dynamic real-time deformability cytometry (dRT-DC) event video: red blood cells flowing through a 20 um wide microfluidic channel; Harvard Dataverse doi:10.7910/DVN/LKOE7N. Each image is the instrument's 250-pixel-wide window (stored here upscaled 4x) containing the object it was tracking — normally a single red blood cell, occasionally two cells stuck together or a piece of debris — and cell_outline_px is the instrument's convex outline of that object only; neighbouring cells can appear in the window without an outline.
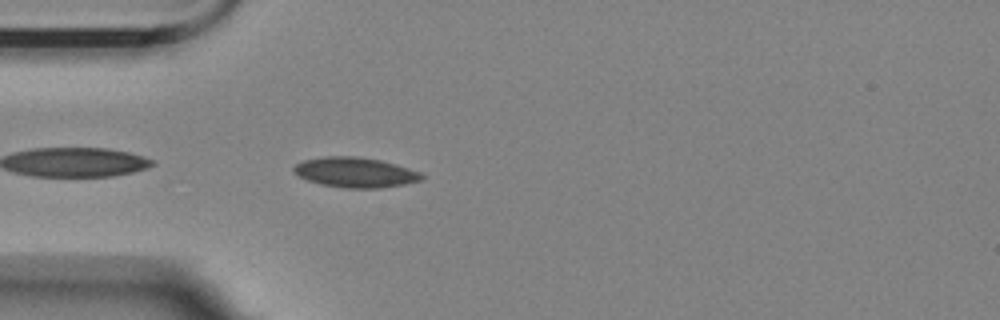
{"species": "Egyptian fruit bat (a non-hibernating species)", "species_latin": "Rousettus aegyptiacus", "temperature_condition": "room temperature", "stored_images_in_passage": 42, "camera_frame_rate_fps": 3000, "um_per_image_px": 0.085, "animal": {"sex": "female"}, "frame": {"image": 1, "passage_image": 2, "time_ms": 0.333, "image_size_px": [1000, 320], "cell_outline_px": [[424, 176], [420, 180], [404, 184], [380, 188], [344, 188], [320, 184], [308, 180], [292, 172], [292, 168], [296, 164], [304, 160], [324, 156], [356, 156], [380, 160], [396, 164], [420, 172]], "centroid_in_image_um": [30.17, 14.65], "position_along_channel_um": 54.8, "area_um2": 22.37}}
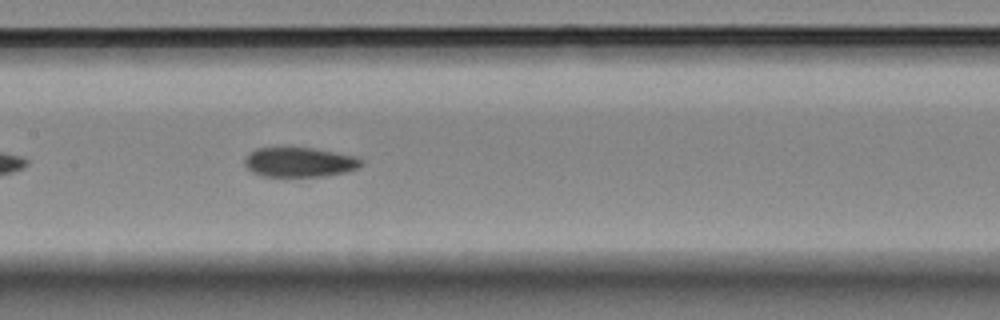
{"frame": {"image": 2, "passage_image": 13, "time_ms": 4.0, "image_size_px": [1000, 320], "cell_outline_px": [[364, 164], [348, 172], [324, 176], [260, 176], [252, 172], [244, 164], [244, 160], [256, 148], [284, 144], [312, 148], [356, 156], [364, 160]], "centroid_in_image_um": [25.45, 13.74], "position_along_channel_um": 182.0, "area_um2": 20.87}}
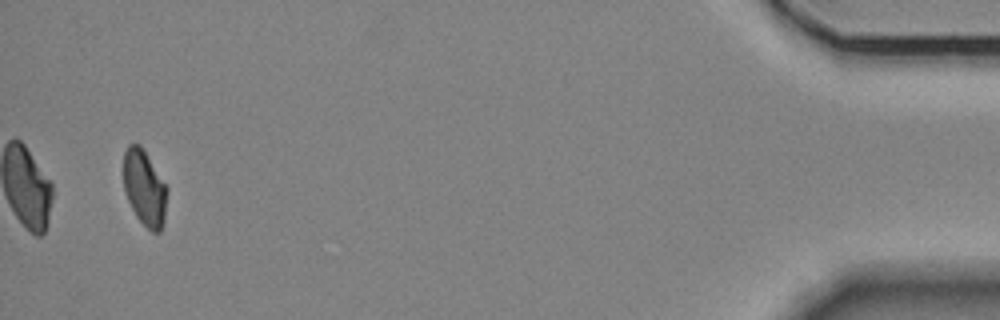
{"frame": {"image": 3, "passage_image": 40, "time_ms": 13.0, "image_size_px": [1000, 320], "cell_outline_px": [[168, 192], [164, 220], [160, 232], [152, 232], [136, 216], [128, 200], [124, 188], [124, 152], [128, 144], [140, 144], [168, 188]], "centroid_in_image_um": [12.3, 15.98], "position_along_channel_um": 422.9, "area_um2": 19.07}, "authors_computed_cell_mechanics": {"area_um2": 20.8658, "velocity_mm_per_s": 3.5798, "shape_relaxation_time_tau1_ms": null, "shape_relaxation_time_tau2_ms": 3.7175, "deformation_change_tau1": null, "deformation_change_tau2": 0.0699}}